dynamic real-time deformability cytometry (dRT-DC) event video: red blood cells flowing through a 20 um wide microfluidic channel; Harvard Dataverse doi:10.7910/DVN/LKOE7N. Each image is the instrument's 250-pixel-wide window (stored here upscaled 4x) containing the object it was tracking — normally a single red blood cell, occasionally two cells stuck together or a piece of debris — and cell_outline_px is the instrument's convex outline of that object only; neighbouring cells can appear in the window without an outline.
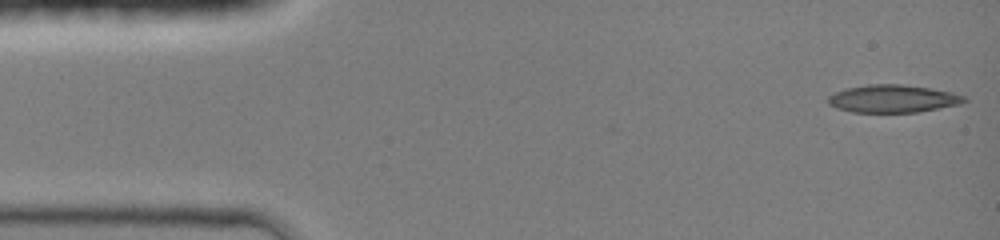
{"species": "common noctule bat (a hibernating species)", "species_latin": "Nyctalus noctula", "temperature_condition": "room temperature", "stored_images_in_passage": 41, "camera_frame_rate_fps": 3000, "um_per_image_px": 0.085, "animal": {"sex": "female", "body_mass_g": 19.0, "forearm_length_mm": 51.5}, "frame": {"image": 1, "passage_image": 1, "time_ms": 0.0, "image_size_px": [1000, 240], "cell_outline_px": [[968, 100], [960, 104], [916, 112], [852, 112], [836, 108], [828, 104], [828, 96], [844, 88], [868, 84], [900, 84], [932, 88], [952, 92], [964, 96]], "centroid_in_image_um": [75.88, 8.38], "position_along_channel_um": 9.1, "area_um2": 22.02}}
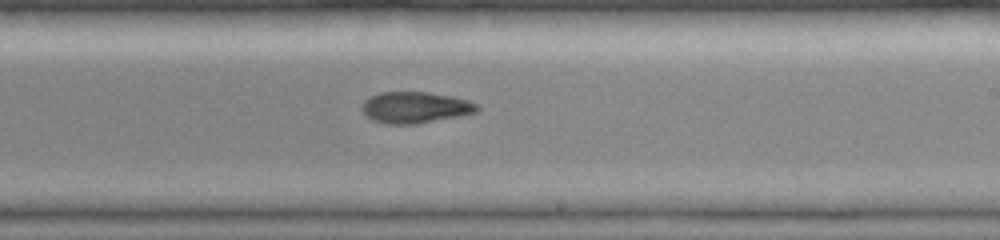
{"frame": {"image": 2, "passage_image": 26, "time_ms": 8.333, "image_size_px": [1000, 240], "cell_outline_px": [[480, 112], [460, 116], [416, 124], [388, 124], [372, 120], [360, 108], [360, 104], [368, 96], [380, 92], [428, 92], [452, 96], [468, 100], [480, 104]], "centroid_in_image_um": [35.31, 9.13], "position_along_channel_um": 253.7, "area_um2": 21.39}}
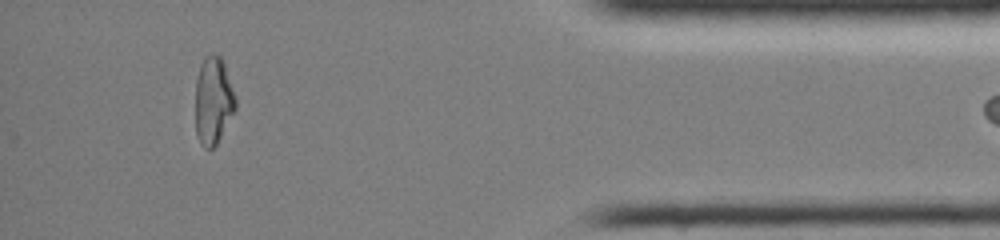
{"frame": {"image": 3, "passage_image": 40, "time_ms": 13.0, "image_size_px": [1000, 240], "cell_outline_px": [[236, 108], [216, 144], [212, 148], [204, 148], [200, 144], [196, 136], [196, 80], [200, 64], [204, 56], [212, 52], [220, 56], [224, 64], [236, 96]], "centroid_in_image_um": [18.12, 8.53], "position_along_channel_um": 417.1, "area_um2": 20.52}}